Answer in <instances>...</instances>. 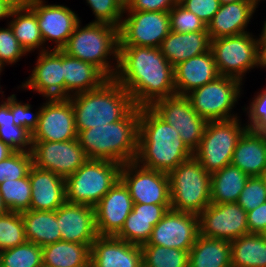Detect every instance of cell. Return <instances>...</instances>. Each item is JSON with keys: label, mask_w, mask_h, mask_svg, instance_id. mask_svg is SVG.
I'll return each mask as SVG.
<instances>
[{"label": "cell", "mask_w": 266, "mask_h": 267, "mask_svg": "<svg viewBox=\"0 0 266 267\" xmlns=\"http://www.w3.org/2000/svg\"><path fill=\"white\" fill-rule=\"evenodd\" d=\"M178 0H126L124 11L169 12Z\"/></svg>", "instance_id": "49"}, {"label": "cell", "mask_w": 266, "mask_h": 267, "mask_svg": "<svg viewBox=\"0 0 266 267\" xmlns=\"http://www.w3.org/2000/svg\"><path fill=\"white\" fill-rule=\"evenodd\" d=\"M77 133L122 120L134 107L131 95L114 78L99 88L69 97Z\"/></svg>", "instance_id": "4"}, {"label": "cell", "mask_w": 266, "mask_h": 267, "mask_svg": "<svg viewBox=\"0 0 266 267\" xmlns=\"http://www.w3.org/2000/svg\"><path fill=\"white\" fill-rule=\"evenodd\" d=\"M231 164L249 177L266 173V133L247 129L239 139Z\"/></svg>", "instance_id": "26"}, {"label": "cell", "mask_w": 266, "mask_h": 267, "mask_svg": "<svg viewBox=\"0 0 266 267\" xmlns=\"http://www.w3.org/2000/svg\"><path fill=\"white\" fill-rule=\"evenodd\" d=\"M32 165L31 152L14 151L0 162V183L26 177Z\"/></svg>", "instance_id": "40"}, {"label": "cell", "mask_w": 266, "mask_h": 267, "mask_svg": "<svg viewBox=\"0 0 266 267\" xmlns=\"http://www.w3.org/2000/svg\"><path fill=\"white\" fill-rule=\"evenodd\" d=\"M247 226L249 233H266V202L247 212Z\"/></svg>", "instance_id": "50"}, {"label": "cell", "mask_w": 266, "mask_h": 267, "mask_svg": "<svg viewBox=\"0 0 266 267\" xmlns=\"http://www.w3.org/2000/svg\"><path fill=\"white\" fill-rule=\"evenodd\" d=\"M221 4L239 2V1H247V0H219Z\"/></svg>", "instance_id": "58"}, {"label": "cell", "mask_w": 266, "mask_h": 267, "mask_svg": "<svg viewBox=\"0 0 266 267\" xmlns=\"http://www.w3.org/2000/svg\"><path fill=\"white\" fill-rule=\"evenodd\" d=\"M255 11L248 1L221 4L207 25L211 40L249 32L246 28Z\"/></svg>", "instance_id": "27"}, {"label": "cell", "mask_w": 266, "mask_h": 267, "mask_svg": "<svg viewBox=\"0 0 266 267\" xmlns=\"http://www.w3.org/2000/svg\"><path fill=\"white\" fill-rule=\"evenodd\" d=\"M1 267H43L42 247L33 242L1 251Z\"/></svg>", "instance_id": "38"}, {"label": "cell", "mask_w": 266, "mask_h": 267, "mask_svg": "<svg viewBox=\"0 0 266 267\" xmlns=\"http://www.w3.org/2000/svg\"><path fill=\"white\" fill-rule=\"evenodd\" d=\"M143 267H189V251L142 245Z\"/></svg>", "instance_id": "37"}, {"label": "cell", "mask_w": 266, "mask_h": 267, "mask_svg": "<svg viewBox=\"0 0 266 267\" xmlns=\"http://www.w3.org/2000/svg\"><path fill=\"white\" fill-rule=\"evenodd\" d=\"M7 211H8V209L3 204L2 197H1V194H0V216L5 214Z\"/></svg>", "instance_id": "55"}, {"label": "cell", "mask_w": 266, "mask_h": 267, "mask_svg": "<svg viewBox=\"0 0 266 267\" xmlns=\"http://www.w3.org/2000/svg\"><path fill=\"white\" fill-rule=\"evenodd\" d=\"M11 17L13 19L8 24L27 54L38 48L39 52L50 49L44 46L35 12L24 1H20L12 10Z\"/></svg>", "instance_id": "30"}, {"label": "cell", "mask_w": 266, "mask_h": 267, "mask_svg": "<svg viewBox=\"0 0 266 267\" xmlns=\"http://www.w3.org/2000/svg\"><path fill=\"white\" fill-rule=\"evenodd\" d=\"M31 75L21 88L32 90L47 98H65L63 51L51 49L39 52Z\"/></svg>", "instance_id": "19"}, {"label": "cell", "mask_w": 266, "mask_h": 267, "mask_svg": "<svg viewBox=\"0 0 266 267\" xmlns=\"http://www.w3.org/2000/svg\"><path fill=\"white\" fill-rule=\"evenodd\" d=\"M24 2L36 14L44 45L47 41L55 42L53 49L61 50L80 21L78 15L67 6L45 4V0H25Z\"/></svg>", "instance_id": "18"}, {"label": "cell", "mask_w": 266, "mask_h": 267, "mask_svg": "<svg viewBox=\"0 0 266 267\" xmlns=\"http://www.w3.org/2000/svg\"><path fill=\"white\" fill-rule=\"evenodd\" d=\"M57 223L63 241L87 244L91 247L99 236L95 208L87 204L66 201L57 209Z\"/></svg>", "instance_id": "21"}, {"label": "cell", "mask_w": 266, "mask_h": 267, "mask_svg": "<svg viewBox=\"0 0 266 267\" xmlns=\"http://www.w3.org/2000/svg\"><path fill=\"white\" fill-rule=\"evenodd\" d=\"M160 51L175 67L194 56L210 51L211 38L208 31L176 33L171 31L162 41Z\"/></svg>", "instance_id": "28"}, {"label": "cell", "mask_w": 266, "mask_h": 267, "mask_svg": "<svg viewBox=\"0 0 266 267\" xmlns=\"http://www.w3.org/2000/svg\"><path fill=\"white\" fill-rule=\"evenodd\" d=\"M7 27V28H6ZM5 28H0V67L12 65L22 56L27 55L26 51L19 44L17 38L9 24Z\"/></svg>", "instance_id": "44"}, {"label": "cell", "mask_w": 266, "mask_h": 267, "mask_svg": "<svg viewBox=\"0 0 266 267\" xmlns=\"http://www.w3.org/2000/svg\"><path fill=\"white\" fill-rule=\"evenodd\" d=\"M0 267H1V251H0Z\"/></svg>", "instance_id": "60"}, {"label": "cell", "mask_w": 266, "mask_h": 267, "mask_svg": "<svg viewBox=\"0 0 266 267\" xmlns=\"http://www.w3.org/2000/svg\"><path fill=\"white\" fill-rule=\"evenodd\" d=\"M189 267H232L230 241L199 234L189 250Z\"/></svg>", "instance_id": "32"}, {"label": "cell", "mask_w": 266, "mask_h": 267, "mask_svg": "<svg viewBox=\"0 0 266 267\" xmlns=\"http://www.w3.org/2000/svg\"><path fill=\"white\" fill-rule=\"evenodd\" d=\"M25 237L41 247L61 241V232L57 223V210H28L21 213Z\"/></svg>", "instance_id": "31"}, {"label": "cell", "mask_w": 266, "mask_h": 267, "mask_svg": "<svg viewBox=\"0 0 266 267\" xmlns=\"http://www.w3.org/2000/svg\"><path fill=\"white\" fill-rule=\"evenodd\" d=\"M178 2L198 16L206 26L212 21L221 6L219 0H178Z\"/></svg>", "instance_id": "48"}, {"label": "cell", "mask_w": 266, "mask_h": 267, "mask_svg": "<svg viewBox=\"0 0 266 267\" xmlns=\"http://www.w3.org/2000/svg\"><path fill=\"white\" fill-rule=\"evenodd\" d=\"M198 216L199 234L206 238L231 242L249 234L247 212L237 202L211 203Z\"/></svg>", "instance_id": "15"}, {"label": "cell", "mask_w": 266, "mask_h": 267, "mask_svg": "<svg viewBox=\"0 0 266 267\" xmlns=\"http://www.w3.org/2000/svg\"><path fill=\"white\" fill-rule=\"evenodd\" d=\"M260 40H266V21H264L263 29L259 35Z\"/></svg>", "instance_id": "56"}, {"label": "cell", "mask_w": 266, "mask_h": 267, "mask_svg": "<svg viewBox=\"0 0 266 267\" xmlns=\"http://www.w3.org/2000/svg\"><path fill=\"white\" fill-rule=\"evenodd\" d=\"M169 209H171V204L134 203L131 213L115 237L134 245L146 244L153 227Z\"/></svg>", "instance_id": "24"}, {"label": "cell", "mask_w": 266, "mask_h": 267, "mask_svg": "<svg viewBox=\"0 0 266 267\" xmlns=\"http://www.w3.org/2000/svg\"><path fill=\"white\" fill-rule=\"evenodd\" d=\"M219 75L243 81L247 71L261 67V43L252 33L211 40L210 48Z\"/></svg>", "instance_id": "9"}, {"label": "cell", "mask_w": 266, "mask_h": 267, "mask_svg": "<svg viewBox=\"0 0 266 267\" xmlns=\"http://www.w3.org/2000/svg\"><path fill=\"white\" fill-rule=\"evenodd\" d=\"M171 31L176 33H191L207 31L206 24L194 13L177 2L169 11Z\"/></svg>", "instance_id": "42"}, {"label": "cell", "mask_w": 266, "mask_h": 267, "mask_svg": "<svg viewBox=\"0 0 266 267\" xmlns=\"http://www.w3.org/2000/svg\"><path fill=\"white\" fill-rule=\"evenodd\" d=\"M261 43V68H266V40H260Z\"/></svg>", "instance_id": "54"}, {"label": "cell", "mask_w": 266, "mask_h": 267, "mask_svg": "<svg viewBox=\"0 0 266 267\" xmlns=\"http://www.w3.org/2000/svg\"><path fill=\"white\" fill-rule=\"evenodd\" d=\"M249 176L232 164L211 173V203H236Z\"/></svg>", "instance_id": "34"}, {"label": "cell", "mask_w": 266, "mask_h": 267, "mask_svg": "<svg viewBox=\"0 0 266 267\" xmlns=\"http://www.w3.org/2000/svg\"><path fill=\"white\" fill-rule=\"evenodd\" d=\"M24 223L21 213L7 211L0 216V251L25 243Z\"/></svg>", "instance_id": "39"}, {"label": "cell", "mask_w": 266, "mask_h": 267, "mask_svg": "<svg viewBox=\"0 0 266 267\" xmlns=\"http://www.w3.org/2000/svg\"><path fill=\"white\" fill-rule=\"evenodd\" d=\"M90 254V267H143L141 246L115 236H98Z\"/></svg>", "instance_id": "22"}, {"label": "cell", "mask_w": 266, "mask_h": 267, "mask_svg": "<svg viewBox=\"0 0 266 267\" xmlns=\"http://www.w3.org/2000/svg\"><path fill=\"white\" fill-rule=\"evenodd\" d=\"M121 164L88 159L65 179L66 201L95 206L120 179Z\"/></svg>", "instance_id": "7"}, {"label": "cell", "mask_w": 266, "mask_h": 267, "mask_svg": "<svg viewBox=\"0 0 266 267\" xmlns=\"http://www.w3.org/2000/svg\"><path fill=\"white\" fill-rule=\"evenodd\" d=\"M65 98L99 88L108 78L94 65L63 52Z\"/></svg>", "instance_id": "29"}, {"label": "cell", "mask_w": 266, "mask_h": 267, "mask_svg": "<svg viewBox=\"0 0 266 267\" xmlns=\"http://www.w3.org/2000/svg\"><path fill=\"white\" fill-rule=\"evenodd\" d=\"M168 175L172 210L199 215L211 204V173L194 156Z\"/></svg>", "instance_id": "6"}, {"label": "cell", "mask_w": 266, "mask_h": 267, "mask_svg": "<svg viewBox=\"0 0 266 267\" xmlns=\"http://www.w3.org/2000/svg\"><path fill=\"white\" fill-rule=\"evenodd\" d=\"M255 9L258 8V4L261 0H247ZM264 1V0H263Z\"/></svg>", "instance_id": "57"}, {"label": "cell", "mask_w": 266, "mask_h": 267, "mask_svg": "<svg viewBox=\"0 0 266 267\" xmlns=\"http://www.w3.org/2000/svg\"><path fill=\"white\" fill-rule=\"evenodd\" d=\"M248 115V129L266 133V88L262 89L252 99L247 108H243Z\"/></svg>", "instance_id": "47"}, {"label": "cell", "mask_w": 266, "mask_h": 267, "mask_svg": "<svg viewBox=\"0 0 266 267\" xmlns=\"http://www.w3.org/2000/svg\"><path fill=\"white\" fill-rule=\"evenodd\" d=\"M31 210L56 211L66 202L65 179L52 171L31 166Z\"/></svg>", "instance_id": "23"}, {"label": "cell", "mask_w": 266, "mask_h": 267, "mask_svg": "<svg viewBox=\"0 0 266 267\" xmlns=\"http://www.w3.org/2000/svg\"><path fill=\"white\" fill-rule=\"evenodd\" d=\"M120 180L133 203L171 204L169 175L138 165L135 161L121 166Z\"/></svg>", "instance_id": "13"}, {"label": "cell", "mask_w": 266, "mask_h": 267, "mask_svg": "<svg viewBox=\"0 0 266 267\" xmlns=\"http://www.w3.org/2000/svg\"><path fill=\"white\" fill-rule=\"evenodd\" d=\"M93 11L94 22L108 23L120 27L124 17V0H86Z\"/></svg>", "instance_id": "41"}, {"label": "cell", "mask_w": 266, "mask_h": 267, "mask_svg": "<svg viewBox=\"0 0 266 267\" xmlns=\"http://www.w3.org/2000/svg\"><path fill=\"white\" fill-rule=\"evenodd\" d=\"M91 247L68 241H57L42 247L43 267H90Z\"/></svg>", "instance_id": "33"}, {"label": "cell", "mask_w": 266, "mask_h": 267, "mask_svg": "<svg viewBox=\"0 0 266 267\" xmlns=\"http://www.w3.org/2000/svg\"><path fill=\"white\" fill-rule=\"evenodd\" d=\"M14 150L5 144L2 140H0V162L11 155Z\"/></svg>", "instance_id": "53"}, {"label": "cell", "mask_w": 266, "mask_h": 267, "mask_svg": "<svg viewBox=\"0 0 266 267\" xmlns=\"http://www.w3.org/2000/svg\"><path fill=\"white\" fill-rule=\"evenodd\" d=\"M150 108L176 129L181 140L194 152L202 140L207 121L192 108L184 95H173L154 102Z\"/></svg>", "instance_id": "12"}, {"label": "cell", "mask_w": 266, "mask_h": 267, "mask_svg": "<svg viewBox=\"0 0 266 267\" xmlns=\"http://www.w3.org/2000/svg\"><path fill=\"white\" fill-rule=\"evenodd\" d=\"M31 154L35 167L52 171L64 179L88 160L78 139L63 142L32 141Z\"/></svg>", "instance_id": "14"}, {"label": "cell", "mask_w": 266, "mask_h": 267, "mask_svg": "<svg viewBox=\"0 0 266 267\" xmlns=\"http://www.w3.org/2000/svg\"><path fill=\"white\" fill-rule=\"evenodd\" d=\"M6 99L2 100L0 104V126L15 125L10 110V96Z\"/></svg>", "instance_id": "51"}, {"label": "cell", "mask_w": 266, "mask_h": 267, "mask_svg": "<svg viewBox=\"0 0 266 267\" xmlns=\"http://www.w3.org/2000/svg\"><path fill=\"white\" fill-rule=\"evenodd\" d=\"M133 200L127 187L119 179L94 206L99 236H116L133 209Z\"/></svg>", "instance_id": "20"}, {"label": "cell", "mask_w": 266, "mask_h": 267, "mask_svg": "<svg viewBox=\"0 0 266 267\" xmlns=\"http://www.w3.org/2000/svg\"><path fill=\"white\" fill-rule=\"evenodd\" d=\"M75 117L69 98H47L41 105L39 123L32 141L63 142L77 139Z\"/></svg>", "instance_id": "17"}, {"label": "cell", "mask_w": 266, "mask_h": 267, "mask_svg": "<svg viewBox=\"0 0 266 267\" xmlns=\"http://www.w3.org/2000/svg\"><path fill=\"white\" fill-rule=\"evenodd\" d=\"M0 75H1V73H0ZM0 89H1V86H0ZM1 93H2V96H3V93H4V92L0 90V94H1ZM0 104H1V103H0Z\"/></svg>", "instance_id": "59"}, {"label": "cell", "mask_w": 266, "mask_h": 267, "mask_svg": "<svg viewBox=\"0 0 266 267\" xmlns=\"http://www.w3.org/2000/svg\"><path fill=\"white\" fill-rule=\"evenodd\" d=\"M232 267H266L265 234L249 233L230 242Z\"/></svg>", "instance_id": "35"}, {"label": "cell", "mask_w": 266, "mask_h": 267, "mask_svg": "<svg viewBox=\"0 0 266 267\" xmlns=\"http://www.w3.org/2000/svg\"><path fill=\"white\" fill-rule=\"evenodd\" d=\"M61 50L70 57L94 65L108 79H113L118 68L119 28L94 21L81 27L80 20ZM111 58L117 62H112L115 65L113 67L111 61H108Z\"/></svg>", "instance_id": "5"}, {"label": "cell", "mask_w": 266, "mask_h": 267, "mask_svg": "<svg viewBox=\"0 0 266 267\" xmlns=\"http://www.w3.org/2000/svg\"><path fill=\"white\" fill-rule=\"evenodd\" d=\"M193 157L176 129L150 107L139 108V130L135 162L147 169L169 174Z\"/></svg>", "instance_id": "2"}, {"label": "cell", "mask_w": 266, "mask_h": 267, "mask_svg": "<svg viewBox=\"0 0 266 267\" xmlns=\"http://www.w3.org/2000/svg\"><path fill=\"white\" fill-rule=\"evenodd\" d=\"M0 194L8 211L22 213L30 210L31 185L29 173L18 180H5L0 183Z\"/></svg>", "instance_id": "36"}, {"label": "cell", "mask_w": 266, "mask_h": 267, "mask_svg": "<svg viewBox=\"0 0 266 267\" xmlns=\"http://www.w3.org/2000/svg\"><path fill=\"white\" fill-rule=\"evenodd\" d=\"M0 140L14 151L31 152L32 134L16 125L0 126Z\"/></svg>", "instance_id": "46"}, {"label": "cell", "mask_w": 266, "mask_h": 267, "mask_svg": "<svg viewBox=\"0 0 266 267\" xmlns=\"http://www.w3.org/2000/svg\"><path fill=\"white\" fill-rule=\"evenodd\" d=\"M247 129L246 124H241L239 117L209 121L193 156L208 173L220 170L231 164L235 147Z\"/></svg>", "instance_id": "8"}, {"label": "cell", "mask_w": 266, "mask_h": 267, "mask_svg": "<svg viewBox=\"0 0 266 267\" xmlns=\"http://www.w3.org/2000/svg\"><path fill=\"white\" fill-rule=\"evenodd\" d=\"M21 0H0V20L10 18L12 10Z\"/></svg>", "instance_id": "52"}, {"label": "cell", "mask_w": 266, "mask_h": 267, "mask_svg": "<svg viewBox=\"0 0 266 267\" xmlns=\"http://www.w3.org/2000/svg\"><path fill=\"white\" fill-rule=\"evenodd\" d=\"M243 82L220 75L215 80L192 90L186 95L195 112L209 121H224L237 118L231 114L241 95Z\"/></svg>", "instance_id": "10"}, {"label": "cell", "mask_w": 266, "mask_h": 267, "mask_svg": "<svg viewBox=\"0 0 266 267\" xmlns=\"http://www.w3.org/2000/svg\"><path fill=\"white\" fill-rule=\"evenodd\" d=\"M138 130L139 107L135 106L122 120L83 130L77 139L88 159L123 165L136 159Z\"/></svg>", "instance_id": "3"}, {"label": "cell", "mask_w": 266, "mask_h": 267, "mask_svg": "<svg viewBox=\"0 0 266 267\" xmlns=\"http://www.w3.org/2000/svg\"><path fill=\"white\" fill-rule=\"evenodd\" d=\"M199 235V216L169 209L153 227L144 245H158L189 251Z\"/></svg>", "instance_id": "16"}, {"label": "cell", "mask_w": 266, "mask_h": 267, "mask_svg": "<svg viewBox=\"0 0 266 267\" xmlns=\"http://www.w3.org/2000/svg\"><path fill=\"white\" fill-rule=\"evenodd\" d=\"M32 106L29 103L18 102L15 94L10 96V110L13 114V121L16 126L24 127L33 134L39 123L41 108L36 113L31 112Z\"/></svg>", "instance_id": "45"}, {"label": "cell", "mask_w": 266, "mask_h": 267, "mask_svg": "<svg viewBox=\"0 0 266 267\" xmlns=\"http://www.w3.org/2000/svg\"><path fill=\"white\" fill-rule=\"evenodd\" d=\"M114 79L131 95L136 107H150L176 94L174 67L160 48L119 46Z\"/></svg>", "instance_id": "1"}, {"label": "cell", "mask_w": 266, "mask_h": 267, "mask_svg": "<svg viewBox=\"0 0 266 267\" xmlns=\"http://www.w3.org/2000/svg\"><path fill=\"white\" fill-rule=\"evenodd\" d=\"M266 202V180L264 176L249 177L237 203L249 212Z\"/></svg>", "instance_id": "43"}, {"label": "cell", "mask_w": 266, "mask_h": 267, "mask_svg": "<svg viewBox=\"0 0 266 267\" xmlns=\"http://www.w3.org/2000/svg\"><path fill=\"white\" fill-rule=\"evenodd\" d=\"M128 12V13H127ZM119 27V46L159 48L171 32L169 12L124 11Z\"/></svg>", "instance_id": "11"}, {"label": "cell", "mask_w": 266, "mask_h": 267, "mask_svg": "<svg viewBox=\"0 0 266 267\" xmlns=\"http://www.w3.org/2000/svg\"><path fill=\"white\" fill-rule=\"evenodd\" d=\"M218 76L220 75L211 50L194 56L174 67L176 94L186 96L192 90L202 87Z\"/></svg>", "instance_id": "25"}]
</instances>
